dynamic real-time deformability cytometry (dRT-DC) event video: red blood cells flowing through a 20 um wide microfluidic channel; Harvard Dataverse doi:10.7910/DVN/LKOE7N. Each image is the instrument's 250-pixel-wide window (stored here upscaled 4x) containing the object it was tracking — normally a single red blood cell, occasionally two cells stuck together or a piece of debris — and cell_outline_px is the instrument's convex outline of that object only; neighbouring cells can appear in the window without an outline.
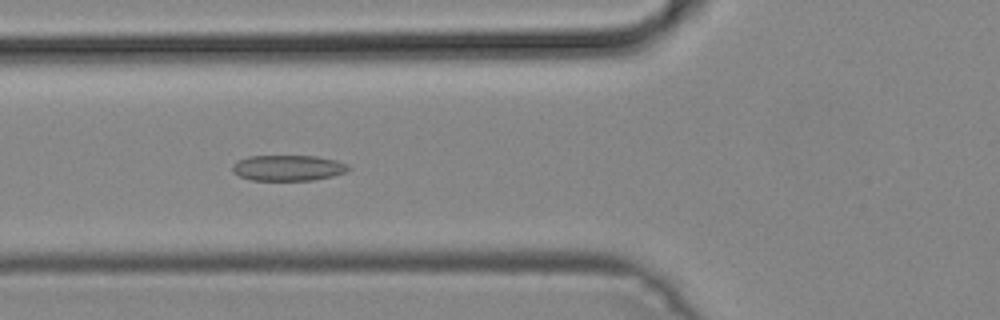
{"species": "common noctule bat (a hibernating species)", "species_latin": "Nyctalus noctula", "temperature_condition": "cold", "stored_images_in_passage": 49, "camera_frame_rate_fps": 3000, "um_per_image_px": 0.085, "animal": {"sex": "male", "body_mass_g": 19.2, "forearm_length_mm": 51.8}, "frame": {"image": 1, "passage_image": 18, "time_ms": 5.667, "image_size_px": [1000, 320], "cell_outline_px": [[352, 168], [344, 172], [332, 176], [312, 180], [252, 180], [240, 176], [232, 172], [232, 164], [236, 160], [248, 156], [316, 156], [336, 160], [348, 164]], "centroid_in_image_um": [24.46, 14.26], "position_along_channel_um": 101.3, "area_um2": 17.46}}
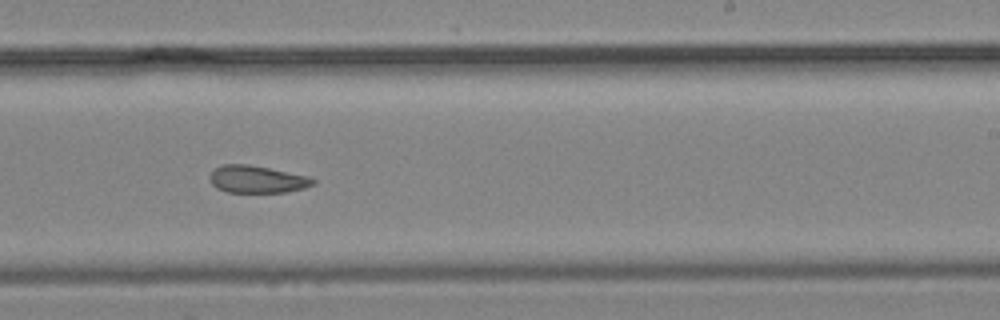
{"frame": {"image": 2, "passage_image": 30, "time_ms": 9.667, "image_size_px": [1000, 320], "cell_outline_px": [[316, 184], [304, 188], [284, 192], [228, 192], [216, 188], [212, 184], [208, 176], [216, 168], [224, 164], [248, 164], [308, 176], [316, 180]], "centroid_in_image_um": [21.85, 15.24], "position_along_channel_um": 267.2, "area_um2": 16.36}}
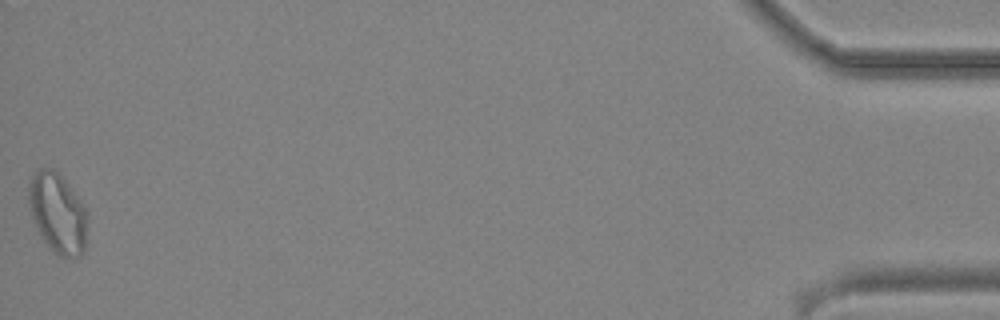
{"frame": {"image": 3, "passage_image": 49, "time_ms": 16.0, "image_size_px": [1000, 320], "cell_outline_px": [[88, 220], [84, 252], [80, 256], [60, 256], [44, 240], [32, 216], [28, 200], [28, 180], [40, 168], [52, 168], [68, 184], [80, 200], [88, 212]], "centroid_in_image_um": [4.92, 18.09], "position_along_channel_um": 430.3, "area_um2": 27.05}}